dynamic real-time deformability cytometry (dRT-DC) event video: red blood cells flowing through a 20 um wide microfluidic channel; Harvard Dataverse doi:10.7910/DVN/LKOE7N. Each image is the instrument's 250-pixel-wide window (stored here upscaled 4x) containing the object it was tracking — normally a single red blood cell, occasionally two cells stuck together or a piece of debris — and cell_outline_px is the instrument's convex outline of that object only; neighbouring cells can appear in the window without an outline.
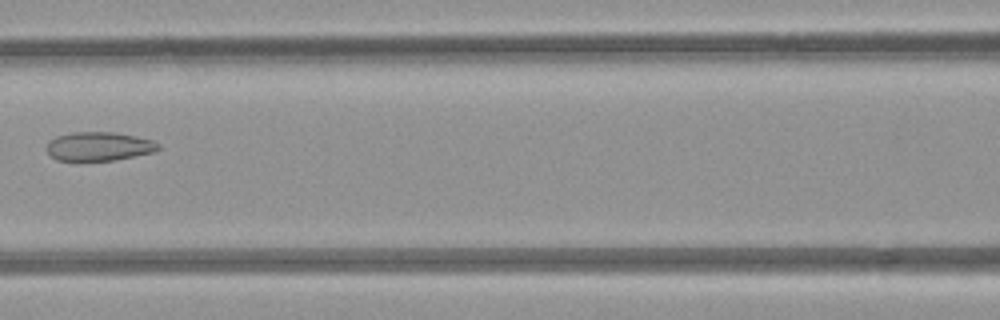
{"species": "common noctule bat (a hibernating species)", "species_latin": "Nyctalus noctula", "temperature_condition": "room temperature", "stored_images_in_passage": 7, "camera_frame_rate_fps": 3000, "um_per_image_px": 0.085, "animal": {"sex": "female", "body_mass_g": 21.9}, "frame": {"image": 1, "passage_image": 7, "time_ms": 6.667, "image_size_px": [1000, 320], "cell_outline_px": [[160, 148], [152, 152], [112, 160], [56, 160], [44, 148], [48, 140], [56, 136], [72, 132], [116, 132], [136, 136], [152, 140], [160, 144]], "centroid_in_image_um": [8.36, 12.42], "position_along_channel_um": 158.2, "area_um2": 18.73}}